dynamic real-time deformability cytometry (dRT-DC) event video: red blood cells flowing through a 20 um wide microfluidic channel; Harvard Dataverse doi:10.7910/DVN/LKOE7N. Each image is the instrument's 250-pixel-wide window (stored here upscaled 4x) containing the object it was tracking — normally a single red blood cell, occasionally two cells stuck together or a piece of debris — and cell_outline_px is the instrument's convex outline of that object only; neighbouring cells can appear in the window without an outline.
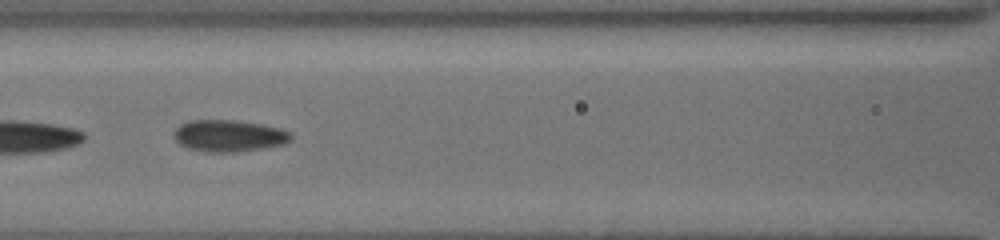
{"species": "common noctule bat (a hibernating species)", "species_latin": "Nyctalus noctula", "temperature_condition": "cold", "stored_images_in_passage": 24, "camera_frame_rate_fps": 3000, "um_per_image_px": 0.085, "animal": {"sex": "female", "body_mass_g": 19.5, "forearm_length_mm": 54.1}, "frame": {"image": 1, "passage_image": 11, "time_ms": 5.0, "image_size_px": [1000, 240], "cell_outline_px": [[292, 140], [284, 144], [264, 148], [236, 152], [204, 152], [188, 148], [180, 144], [172, 136], [172, 132], [180, 124], [192, 120], [236, 120], [260, 124], [280, 128], [288, 132], [292, 136]], "centroid_in_image_um": [19.43, 11.54], "position_along_channel_um": 147.2, "area_um2": 21.79}}
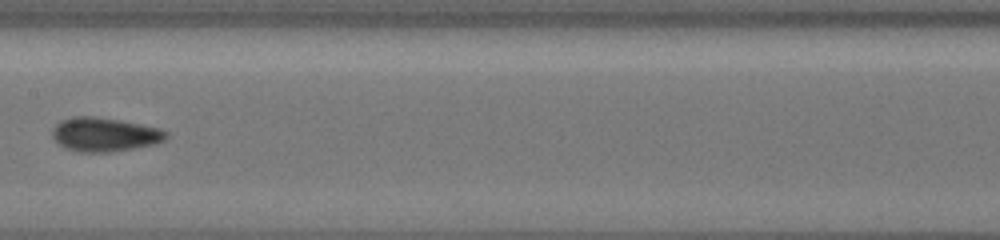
{"frame": {"image": 2, "passage_image": 13, "time_ms": 6.333, "image_size_px": [1000, 240], "cell_outline_px": [[168, 136], [164, 140], [156, 144], [108, 152], [76, 152], [60, 144], [52, 136], [52, 128], [60, 120], [72, 116], [92, 116], [120, 120], [160, 128], [168, 132]], "centroid_in_image_um": [8.89, 11.42], "position_along_channel_um": 198.5, "area_um2": 22.48}}